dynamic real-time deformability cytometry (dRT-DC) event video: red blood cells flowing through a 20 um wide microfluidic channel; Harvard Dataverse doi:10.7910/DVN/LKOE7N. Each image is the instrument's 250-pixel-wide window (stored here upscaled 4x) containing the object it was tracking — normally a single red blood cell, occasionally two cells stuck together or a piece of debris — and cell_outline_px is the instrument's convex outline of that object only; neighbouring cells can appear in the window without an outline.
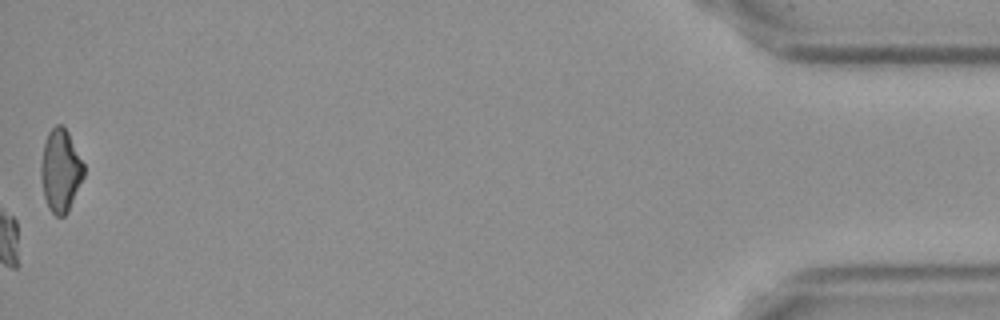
{"species": "Egyptian fruit bat (a non-hibernating species)", "species_latin": "Rousettus aegyptiacus", "temperature_condition": "cold", "stored_images_in_passage": 39, "camera_frame_rate_fps": 3000, "um_per_image_px": 0.085, "frame": {"image": 1, "passage_image": 39, "time_ms": 12.667, "image_size_px": [1000, 320], "cell_outline_px": [[84, 176], [68, 212], [64, 216], [56, 216], [48, 208], [44, 196], [40, 176], [40, 164], [44, 144], [48, 132], [56, 124], [64, 124], [84, 164]], "centroid_in_image_um": [5.14, 14.49], "position_along_channel_um": 430.1, "area_um2": 20.75}, "authors_computed_cell_mechanics": {"area_um2": 21.5594, "velocity_mm_per_s": 3.6058, "shape_relaxation_time_tau1_ms": null, "shape_relaxation_time_tau2_ms": 4.6848, "deformation_change_tau1": null, "deformation_change_tau2": 0.1212}}